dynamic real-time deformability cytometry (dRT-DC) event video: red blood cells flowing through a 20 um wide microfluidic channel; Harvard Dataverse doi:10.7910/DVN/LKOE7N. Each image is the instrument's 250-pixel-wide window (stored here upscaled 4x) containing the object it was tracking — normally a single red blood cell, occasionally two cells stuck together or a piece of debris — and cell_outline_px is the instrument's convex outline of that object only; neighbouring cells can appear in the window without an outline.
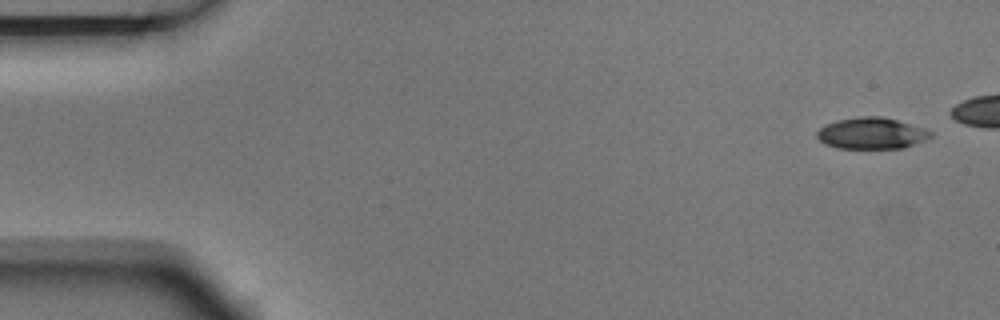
{"species": "Egyptian fruit bat (a non-hibernating species)", "species_latin": "Rousettus aegyptiacus", "temperature_condition": "room temperature", "stored_images_in_passage": 6, "camera_frame_rate_fps": 3000, "um_per_image_px": 0.085, "animal": {"sex": "male"}, "frame": {"image": 1, "passage_image": 1, "time_ms": 0.0, "image_size_px": [1000, 320], "cell_outline_px": [[932, 136], [924, 140], [904, 148], [836, 148], [824, 144], [816, 136], [816, 132], [820, 128], [836, 120], [860, 116], [880, 116], [896, 120], [924, 128], [932, 132]], "centroid_in_image_um": [74.06, 11.33], "position_along_channel_um": 10.9, "area_um2": 20.69}}
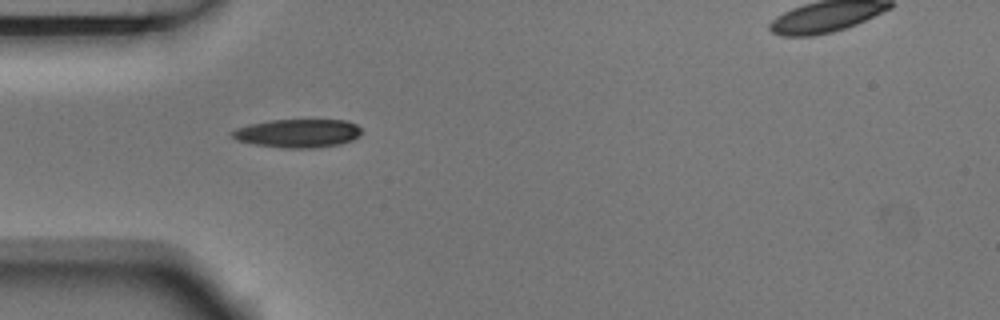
{"frame": {"image": 2, "passage_image": 6, "time_ms": 1.667, "image_size_px": [1000, 320], "cell_outline_px": [[360, 136], [352, 140], [340, 144], [316, 148], [284, 148], [256, 144], [236, 140], [232, 136], [232, 132], [236, 128], [248, 124], [272, 120], [348, 120], [356, 124], [360, 128]], "centroid_in_image_um": [25.33, 11.33], "position_along_channel_um": 59.7, "area_um2": 21.44}}